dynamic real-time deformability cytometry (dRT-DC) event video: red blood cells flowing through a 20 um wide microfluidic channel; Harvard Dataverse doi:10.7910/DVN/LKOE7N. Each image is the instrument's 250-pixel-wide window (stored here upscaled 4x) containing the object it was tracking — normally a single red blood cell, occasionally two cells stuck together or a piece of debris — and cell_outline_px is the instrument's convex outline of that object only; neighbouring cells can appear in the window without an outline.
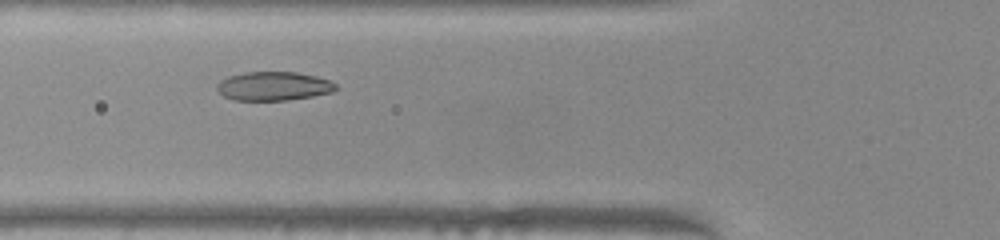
{"species": "common noctule bat (a hibernating species)", "species_latin": "Nyctalus noctula", "temperature_condition": "warm", "stored_images_in_passage": 34, "camera_frame_rate_fps": 3000, "um_per_image_px": 0.085, "animal": {"sex": "female", "body_mass_g": 22.0, "forearm_length_mm": 56.7}, "frame": {"image": 1, "passage_image": 9, "time_ms": 2.667, "image_size_px": [1000, 240], "cell_outline_px": [[340, 88], [332, 92], [312, 96], [288, 100], [232, 100], [224, 96], [216, 88], [216, 84], [220, 80], [228, 76], [244, 72], [296, 72], [316, 76], [328, 80], [336, 84]], "centroid_in_image_um": [23.25, 7.32], "position_along_channel_um": 102.6, "area_um2": 20.06}}
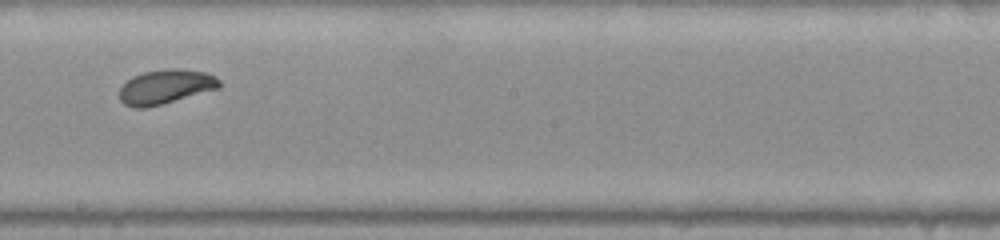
{"frame": {"image": 2, "passage_image": 19, "time_ms": 6.0, "image_size_px": [1000, 240], "cell_outline_px": [[220, 88], [148, 108], [132, 108], [124, 104], [120, 100], [120, 88], [132, 76], [144, 72], [164, 68], [176, 68], [208, 72], [216, 76], [220, 80]], "centroid_in_image_um": [14.09, 7.37], "position_along_channel_um": 234.1, "area_um2": 20.29}}
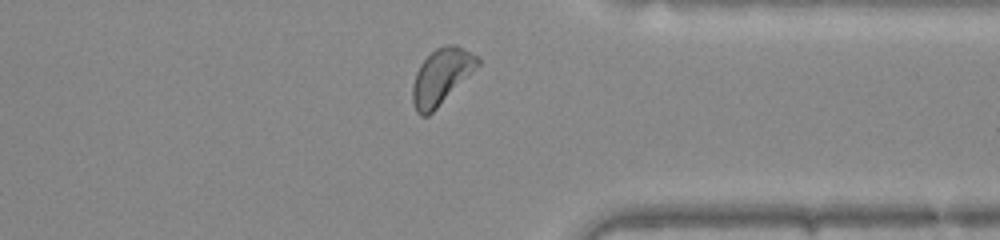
{"frame": {"image": 3, "passage_image": 30, "time_ms": 9.667, "image_size_px": [1000, 240], "cell_outline_px": [[480, 64], [428, 116], [420, 116], [416, 112], [412, 100], [412, 84], [416, 72], [420, 64], [436, 48], [444, 44], [456, 44], [464, 48], [476, 56], [480, 60]], "centroid_in_image_um": [37.48, 6.49], "position_along_channel_um": 373.9, "area_um2": 20.87}, "authors_computed_cell_mechanics": {"area_um2": 20.1433, "velocity_mm_per_s": 3.9654, "shape_relaxation_time_tau1_ms": 3.692, "shape_relaxation_time_tau2_ms": null, "deformation_change_tau1": 0.1548, "deformation_change_tau2": null}}